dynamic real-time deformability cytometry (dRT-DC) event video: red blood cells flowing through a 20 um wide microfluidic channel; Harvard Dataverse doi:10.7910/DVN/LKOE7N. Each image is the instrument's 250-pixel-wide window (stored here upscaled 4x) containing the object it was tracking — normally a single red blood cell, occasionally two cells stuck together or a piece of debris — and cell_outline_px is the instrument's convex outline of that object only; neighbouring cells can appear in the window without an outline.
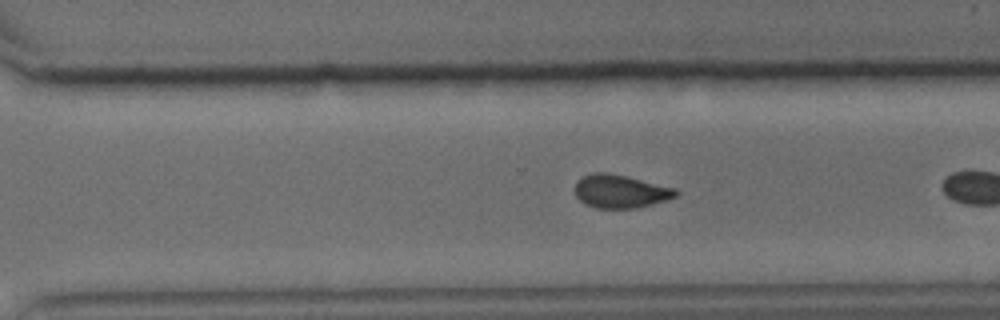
{"species": "common noctule bat (a hibernating species)", "species_latin": "Nyctalus noctula", "temperature_condition": "cold", "stored_images_in_passage": 24, "camera_frame_rate_fps": 3000, "um_per_image_px": 0.085, "animal": {"sex": "male", "body_mass_g": 15.6}, "frame": {"image": 1, "passage_image": 21, "time_ms": 6.667, "image_size_px": [1000, 320], "cell_outline_px": [[680, 192], [676, 196], [668, 200], [636, 208], [596, 208], [584, 204], [576, 196], [576, 180], [592, 172], [608, 172], [628, 176], [676, 188]], "centroid_in_image_um": [52.75, 16.25], "position_along_channel_um": 317.8, "area_um2": 19.77}}